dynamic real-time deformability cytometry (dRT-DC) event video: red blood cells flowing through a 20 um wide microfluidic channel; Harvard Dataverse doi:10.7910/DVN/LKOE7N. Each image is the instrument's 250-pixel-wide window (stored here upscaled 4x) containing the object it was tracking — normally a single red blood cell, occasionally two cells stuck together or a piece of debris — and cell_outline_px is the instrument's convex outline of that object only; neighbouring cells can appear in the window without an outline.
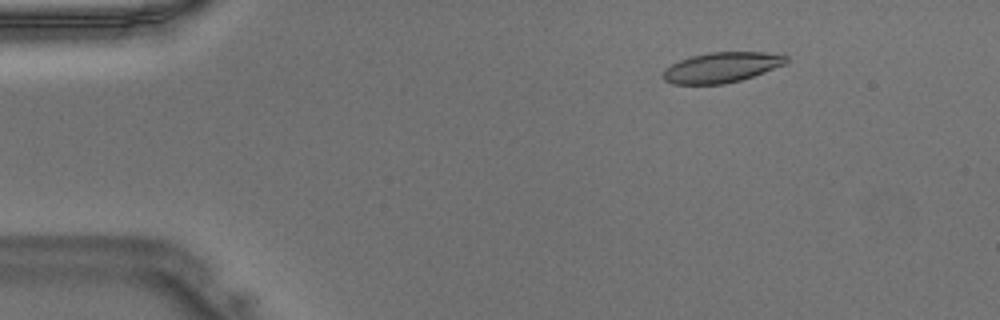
{"species": "Egyptian fruit bat (a non-hibernating species)", "species_latin": "Rousettus aegyptiacus", "temperature_condition": "warm", "stored_images_in_passage": 47, "camera_frame_rate_fps": 3000, "um_per_image_px": 0.085, "animal": {"sex": "male"}, "frame": {"image": 1, "passage_image": 7, "time_ms": 2.0, "image_size_px": [1000, 320], "cell_outline_px": [[788, 64], [740, 80], [724, 84], [672, 84], [664, 80], [664, 68], [680, 60], [692, 56], [708, 52], [764, 52], [788, 56]], "centroid_in_image_um": [61.36, 5.72], "position_along_channel_um": 23.6, "area_um2": 21.68}}
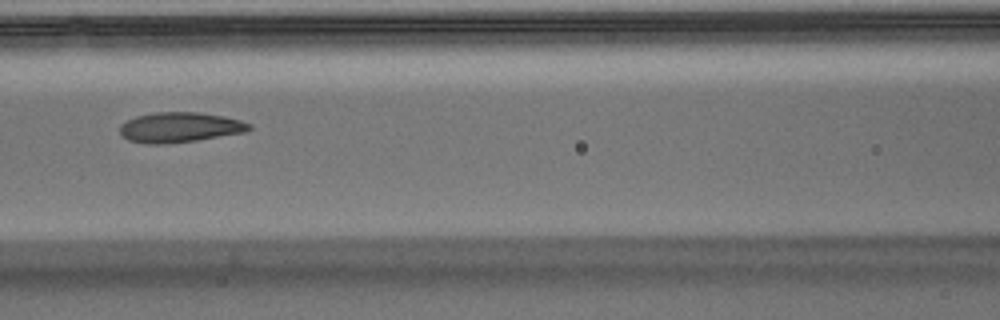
{"frame": {"image": 2, "passage_image": 21, "time_ms": 6.667, "image_size_px": [1000, 320], "cell_outline_px": [[252, 128], [244, 132], [196, 140], [168, 144], [144, 144], [128, 140], [120, 136], [120, 124], [136, 116], [156, 112], [200, 112], [224, 116], [240, 120], [252, 124]], "centroid_in_image_um": [15.25, 10.82], "position_along_channel_um": 151.3, "area_um2": 22.83}}
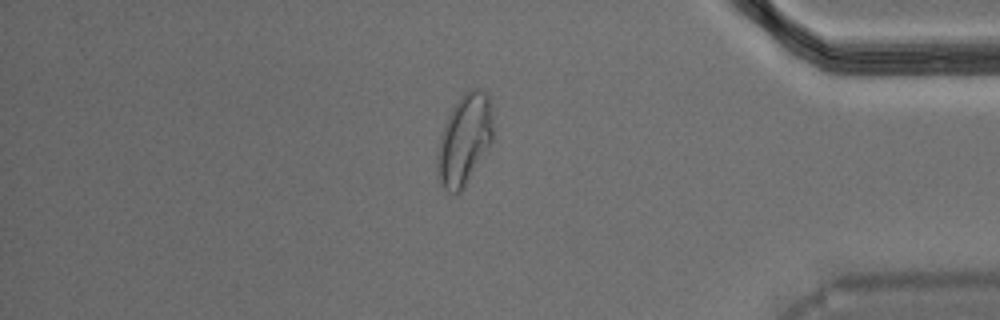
{"frame": {"image": 3, "passage_image": 40, "time_ms": 13.0, "image_size_px": [1000, 320], "cell_outline_px": [[496, 140], [464, 188], [460, 192], [448, 192], [440, 184], [436, 172], [436, 156], [440, 136], [444, 124], [452, 108], [464, 92], [468, 88], [480, 88], [488, 92], [492, 104]], "centroid_in_image_um": [39.54, 11.85], "position_along_channel_um": 395.7, "area_um2": 30.92}}